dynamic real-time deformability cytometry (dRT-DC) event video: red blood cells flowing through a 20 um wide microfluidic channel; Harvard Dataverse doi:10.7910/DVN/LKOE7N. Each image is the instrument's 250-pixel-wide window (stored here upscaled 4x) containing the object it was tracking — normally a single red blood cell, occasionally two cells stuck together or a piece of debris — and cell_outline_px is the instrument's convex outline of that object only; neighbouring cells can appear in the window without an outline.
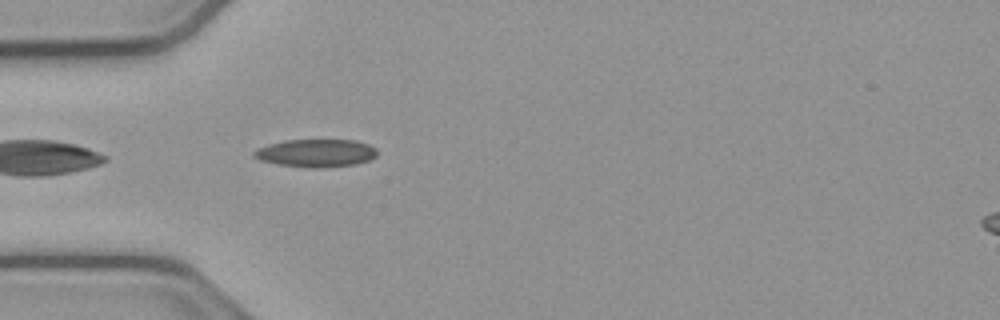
{"species": "common noctule bat (a hibernating species)", "species_latin": "Nyctalus noctula", "temperature_condition": "cold", "stored_images_in_passage": 40, "camera_frame_rate_fps": 3000, "um_per_image_px": 0.085, "animal": {"sex": "male", "body_mass_g": 23.1, "forearm_length_mm": 52.7}, "frame": {"image": 1, "passage_image": 2, "time_ms": 0.333, "image_size_px": [1000, 320], "cell_outline_px": [[376, 156], [368, 160], [356, 164], [320, 168], [312, 168], [280, 164], [260, 160], [252, 156], [252, 152], [256, 148], [284, 140], [356, 140], [368, 144], [376, 148]], "centroid_in_image_um": [26.85, 13.0], "position_along_channel_um": 58.2, "area_um2": 19.94}}
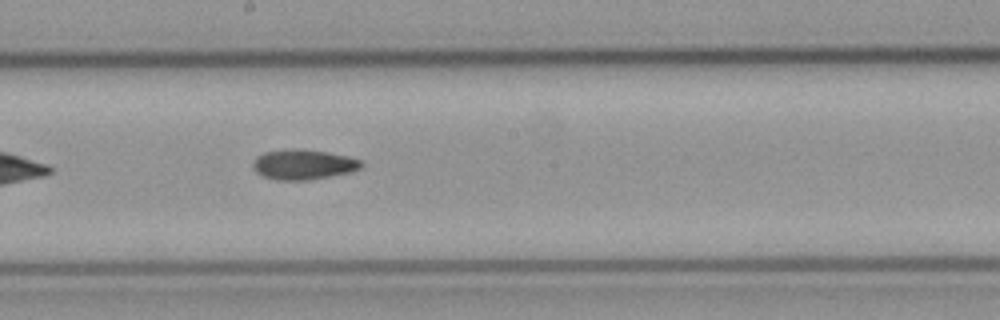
{"frame": {"image": 2, "passage_image": 15, "time_ms": 4.667, "image_size_px": [1000, 320], "cell_outline_px": [[364, 164], [360, 168], [352, 172], [312, 180], [272, 180], [256, 172], [252, 168], [252, 164], [256, 156], [264, 152], [324, 152], [344, 156], [360, 160]], "centroid_in_image_um": [25.78, 14.06], "position_along_channel_um": 222.4, "area_um2": 18.15}}
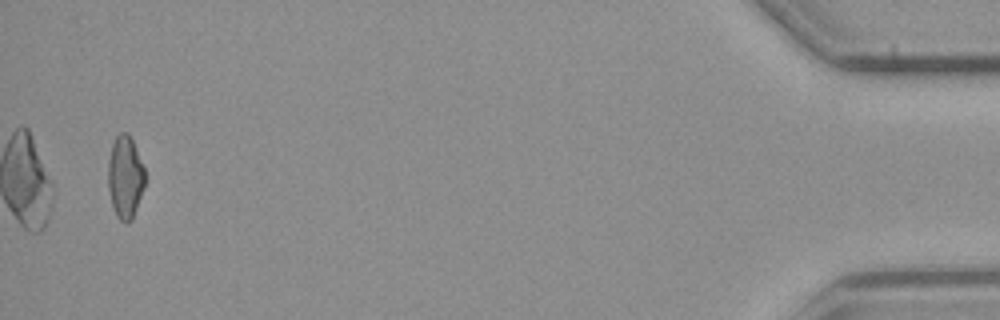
{"frame": {"image": 3, "passage_image": 38, "time_ms": 12.333, "image_size_px": [1000, 320], "cell_outline_px": [[144, 188], [132, 220], [120, 220], [116, 216], [112, 204], [108, 188], [108, 160], [112, 144], [116, 136], [120, 132], [128, 132], [132, 140], [144, 168]], "centroid_in_image_um": [10.63, 15.03], "position_along_channel_um": 424.6, "area_um2": 17.57}, "authors_computed_cell_mechanics": {"area_um2": 18.2648, "velocity_mm_per_s": 3.8476, "shape_relaxation_time_tau1_ms": null, "shape_relaxation_time_tau2_ms": 11.3856, "deformation_change_tau1": null, "deformation_change_tau2": 0.198}}